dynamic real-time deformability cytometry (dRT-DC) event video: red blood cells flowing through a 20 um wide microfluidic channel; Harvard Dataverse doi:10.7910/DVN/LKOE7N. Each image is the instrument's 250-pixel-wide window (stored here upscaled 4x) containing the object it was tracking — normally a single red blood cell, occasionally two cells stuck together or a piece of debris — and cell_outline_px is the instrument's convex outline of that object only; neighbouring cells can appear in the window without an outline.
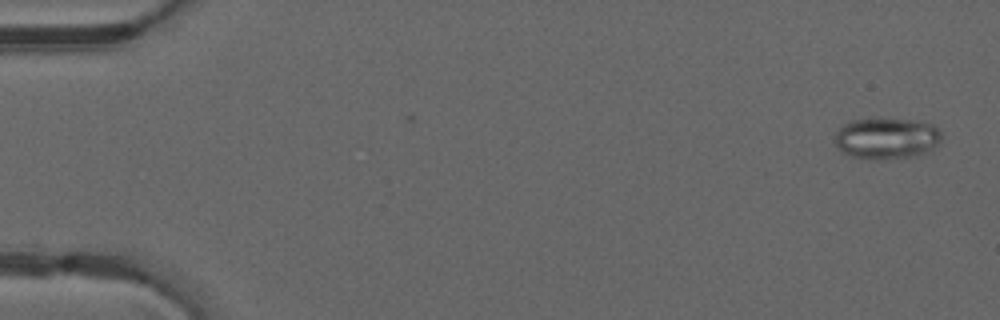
{"species": "common noctule bat (a hibernating species)", "species_latin": "Nyctalus noctula", "temperature_condition": "warm", "stored_images_in_passage": 49, "camera_frame_rate_fps": 3000, "um_per_image_px": 0.085, "animal": {"sex": "male", "forearm_length_mm": 52.5}, "frame": {"image": 1, "passage_image": 1, "time_ms": 0.0, "image_size_px": [1000, 320], "cell_outline_px": [[940, 140], [932, 152], [916, 156], [888, 160], [868, 160], [852, 156], [840, 152], [836, 144], [836, 132], [844, 124], [852, 120], [924, 120], [932, 124], [940, 132]], "centroid_in_image_um": [75.4, 11.81], "position_along_channel_um": 9.6, "area_um2": 25.89}}
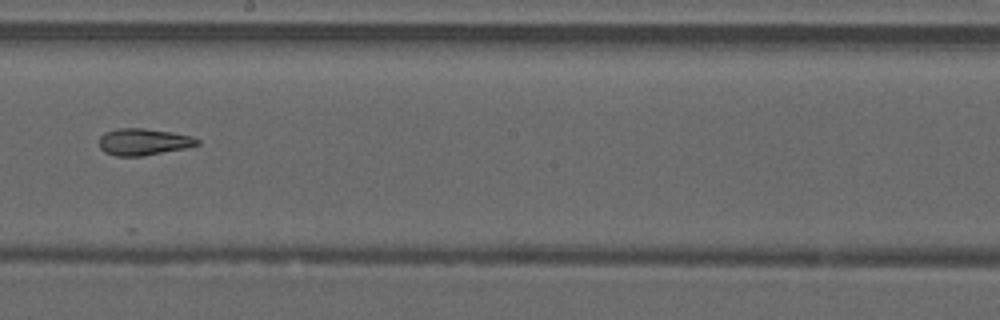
{"frame": {"image": 2, "passage_image": 28, "time_ms": 9.0, "image_size_px": [1000, 320], "cell_outline_px": [[200, 144], [184, 148], [144, 156], [116, 156], [104, 152], [100, 148], [100, 136], [104, 132], [116, 128], [144, 128], [172, 132], [192, 136], [200, 140]], "centroid_in_image_um": [12.18, 12.05], "position_along_channel_um": 236.0, "area_um2": 15.37}}
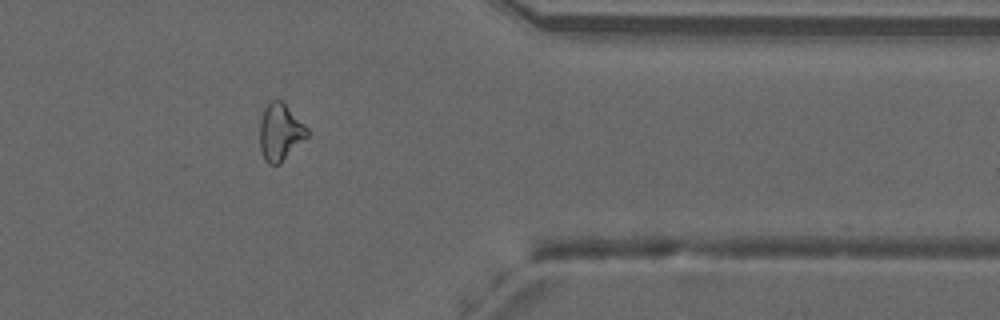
{"frame": {"image": 3, "passage_image": 40, "time_ms": 13.0, "image_size_px": [1000, 320], "cell_outline_px": [[308, 136], [280, 164], [268, 164], [264, 160], [260, 148], [260, 124], [264, 108], [272, 100], [280, 100], [308, 128]], "centroid_in_image_um": [23.8, 11.26], "position_along_channel_um": 387.6, "area_um2": 15.49}, "authors_computed_cell_mechanics": {"area_um2": 17.5134, "velocity_mm_per_s": 4.1624, "shape_relaxation_time_tau1_ms": null, "shape_relaxation_time_tau2_ms": 3.2661, "deformation_change_tau1": null, "deformation_change_tau2": 0.1105}}